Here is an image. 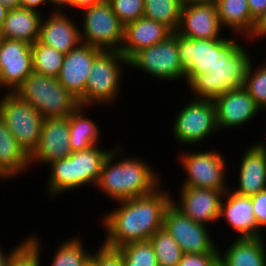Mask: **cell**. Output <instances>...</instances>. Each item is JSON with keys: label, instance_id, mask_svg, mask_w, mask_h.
Wrapping results in <instances>:
<instances>
[{"label": "cell", "instance_id": "52", "mask_svg": "<svg viewBox=\"0 0 266 266\" xmlns=\"http://www.w3.org/2000/svg\"><path fill=\"white\" fill-rule=\"evenodd\" d=\"M3 39H4L3 33L1 31V29H0V46H1V43H2Z\"/></svg>", "mask_w": 266, "mask_h": 266}, {"label": "cell", "instance_id": "39", "mask_svg": "<svg viewBox=\"0 0 266 266\" xmlns=\"http://www.w3.org/2000/svg\"><path fill=\"white\" fill-rule=\"evenodd\" d=\"M252 203L256 223L263 231L266 227V188L252 196Z\"/></svg>", "mask_w": 266, "mask_h": 266}, {"label": "cell", "instance_id": "17", "mask_svg": "<svg viewBox=\"0 0 266 266\" xmlns=\"http://www.w3.org/2000/svg\"><path fill=\"white\" fill-rule=\"evenodd\" d=\"M218 130L236 128L249 123L262 110L247 90L241 86L224 92L213 100Z\"/></svg>", "mask_w": 266, "mask_h": 266}, {"label": "cell", "instance_id": "30", "mask_svg": "<svg viewBox=\"0 0 266 266\" xmlns=\"http://www.w3.org/2000/svg\"><path fill=\"white\" fill-rule=\"evenodd\" d=\"M33 54V71L51 77H58L65 54L39 40L31 46Z\"/></svg>", "mask_w": 266, "mask_h": 266}, {"label": "cell", "instance_id": "24", "mask_svg": "<svg viewBox=\"0 0 266 266\" xmlns=\"http://www.w3.org/2000/svg\"><path fill=\"white\" fill-rule=\"evenodd\" d=\"M42 16L39 11L24 7L8 10L1 29L3 37L29 44L35 43L39 39Z\"/></svg>", "mask_w": 266, "mask_h": 266}, {"label": "cell", "instance_id": "29", "mask_svg": "<svg viewBox=\"0 0 266 266\" xmlns=\"http://www.w3.org/2000/svg\"><path fill=\"white\" fill-rule=\"evenodd\" d=\"M181 0H144V16L165 24L173 32L180 24Z\"/></svg>", "mask_w": 266, "mask_h": 266}, {"label": "cell", "instance_id": "20", "mask_svg": "<svg viewBox=\"0 0 266 266\" xmlns=\"http://www.w3.org/2000/svg\"><path fill=\"white\" fill-rule=\"evenodd\" d=\"M222 28L216 4L182 5L176 32L189 39H221Z\"/></svg>", "mask_w": 266, "mask_h": 266}, {"label": "cell", "instance_id": "10", "mask_svg": "<svg viewBox=\"0 0 266 266\" xmlns=\"http://www.w3.org/2000/svg\"><path fill=\"white\" fill-rule=\"evenodd\" d=\"M128 66L133 67V70L141 69L163 82L185 79V69L178 52L177 32L158 44L134 53L128 59Z\"/></svg>", "mask_w": 266, "mask_h": 266}, {"label": "cell", "instance_id": "49", "mask_svg": "<svg viewBox=\"0 0 266 266\" xmlns=\"http://www.w3.org/2000/svg\"><path fill=\"white\" fill-rule=\"evenodd\" d=\"M68 0H52V2L59 8H61Z\"/></svg>", "mask_w": 266, "mask_h": 266}, {"label": "cell", "instance_id": "4", "mask_svg": "<svg viewBox=\"0 0 266 266\" xmlns=\"http://www.w3.org/2000/svg\"><path fill=\"white\" fill-rule=\"evenodd\" d=\"M99 146L73 152L67 158L49 163L51 171L45 191L50 199L58 198L62 192L73 191L89 184L96 186L104 161L112 151Z\"/></svg>", "mask_w": 266, "mask_h": 266}, {"label": "cell", "instance_id": "37", "mask_svg": "<svg viewBox=\"0 0 266 266\" xmlns=\"http://www.w3.org/2000/svg\"><path fill=\"white\" fill-rule=\"evenodd\" d=\"M97 266H125L119 248L111 247L103 242L99 250L90 257Z\"/></svg>", "mask_w": 266, "mask_h": 266}, {"label": "cell", "instance_id": "18", "mask_svg": "<svg viewBox=\"0 0 266 266\" xmlns=\"http://www.w3.org/2000/svg\"><path fill=\"white\" fill-rule=\"evenodd\" d=\"M69 137L70 128L67 117L44 119L38 146L30 155V165L37 162L48 165L55 160L70 156L73 151Z\"/></svg>", "mask_w": 266, "mask_h": 266}, {"label": "cell", "instance_id": "19", "mask_svg": "<svg viewBox=\"0 0 266 266\" xmlns=\"http://www.w3.org/2000/svg\"><path fill=\"white\" fill-rule=\"evenodd\" d=\"M221 218L238 234L234 238H263L265 234L256 223L252 197L232 191L231 185L221 202L219 220Z\"/></svg>", "mask_w": 266, "mask_h": 266}, {"label": "cell", "instance_id": "8", "mask_svg": "<svg viewBox=\"0 0 266 266\" xmlns=\"http://www.w3.org/2000/svg\"><path fill=\"white\" fill-rule=\"evenodd\" d=\"M1 97L0 117L19 145L30 156L38 146L44 118L15 93L4 92Z\"/></svg>", "mask_w": 266, "mask_h": 266}, {"label": "cell", "instance_id": "41", "mask_svg": "<svg viewBox=\"0 0 266 266\" xmlns=\"http://www.w3.org/2000/svg\"><path fill=\"white\" fill-rule=\"evenodd\" d=\"M252 18L256 21L266 11V0H247Z\"/></svg>", "mask_w": 266, "mask_h": 266}, {"label": "cell", "instance_id": "27", "mask_svg": "<svg viewBox=\"0 0 266 266\" xmlns=\"http://www.w3.org/2000/svg\"><path fill=\"white\" fill-rule=\"evenodd\" d=\"M217 13L221 26L232 30L237 36L248 38L256 21L252 18L247 0H218ZM243 35V36H242Z\"/></svg>", "mask_w": 266, "mask_h": 266}, {"label": "cell", "instance_id": "31", "mask_svg": "<svg viewBox=\"0 0 266 266\" xmlns=\"http://www.w3.org/2000/svg\"><path fill=\"white\" fill-rule=\"evenodd\" d=\"M148 240L159 266H178L184 253L164 227L157 230Z\"/></svg>", "mask_w": 266, "mask_h": 266}, {"label": "cell", "instance_id": "42", "mask_svg": "<svg viewBox=\"0 0 266 266\" xmlns=\"http://www.w3.org/2000/svg\"><path fill=\"white\" fill-rule=\"evenodd\" d=\"M101 0H68L60 9L62 8H72L75 9L76 11L79 9L80 11L89 8L91 6L96 5L99 3ZM78 8V9H76Z\"/></svg>", "mask_w": 266, "mask_h": 266}, {"label": "cell", "instance_id": "5", "mask_svg": "<svg viewBox=\"0 0 266 266\" xmlns=\"http://www.w3.org/2000/svg\"><path fill=\"white\" fill-rule=\"evenodd\" d=\"M14 93L33 106L44 119L68 117L81 106L79 99L68 92L56 77L34 71Z\"/></svg>", "mask_w": 266, "mask_h": 266}, {"label": "cell", "instance_id": "22", "mask_svg": "<svg viewBox=\"0 0 266 266\" xmlns=\"http://www.w3.org/2000/svg\"><path fill=\"white\" fill-rule=\"evenodd\" d=\"M173 31L165 24L146 18H138L125 26L124 41L120 52L129 59L139 50L166 40Z\"/></svg>", "mask_w": 266, "mask_h": 266}, {"label": "cell", "instance_id": "16", "mask_svg": "<svg viewBox=\"0 0 266 266\" xmlns=\"http://www.w3.org/2000/svg\"><path fill=\"white\" fill-rule=\"evenodd\" d=\"M178 202L172 204L193 221L208 226L219 221L221 202L226 191L181 186Z\"/></svg>", "mask_w": 266, "mask_h": 266}, {"label": "cell", "instance_id": "2", "mask_svg": "<svg viewBox=\"0 0 266 266\" xmlns=\"http://www.w3.org/2000/svg\"><path fill=\"white\" fill-rule=\"evenodd\" d=\"M122 150L119 145L112 148L95 186L115 202L150 194L162 182L159 172L147 164V161L140 159L141 157L128 156L120 159Z\"/></svg>", "mask_w": 266, "mask_h": 266}, {"label": "cell", "instance_id": "43", "mask_svg": "<svg viewBox=\"0 0 266 266\" xmlns=\"http://www.w3.org/2000/svg\"><path fill=\"white\" fill-rule=\"evenodd\" d=\"M21 7L28 8L31 10L39 11L38 9L41 8L44 4L50 3L52 6H54L56 9H59L52 0H20ZM40 7V8H39Z\"/></svg>", "mask_w": 266, "mask_h": 266}, {"label": "cell", "instance_id": "47", "mask_svg": "<svg viewBox=\"0 0 266 266\" xmlns=\"http://www.w3.org/2000/svg\"><path fill=\"white\" fill-rule=\"evenodd\" d=\"M7 12H8V9L0 1V29H2Z\"/></svg>", "mask_w": 266, "mask_h": 266}, {"label": "cell", "instance_id": "33", "mask_svg": "<svg viewBox=\"0 0 266 266\" xmlns=\"http://www.w3.org/2000/svg\"><path fill=\"white\" fill-rule=\"evenodd\" d=\"M119 249L125 266H159L149 240L128 243Z\"/></svg>", "mask_w": 266, "mask_h": 266}, {"label": "cell", "instance_id": "14", "mask_svg": "<svg viewBox=\"0 0 266 266\" xmlns=\"http://www.w3.org/2000/svg\"><path fill=\"white\" fill-rule=\"evenodd\" d=\"M32 44L3 39L0 46V87L14 91L33 72Z\"/></svg>", "mask_w": 266, "mask_h": 266}, {"label": "cell", "instance_id": "46", "mask_svg": "<svg viewBox=\"0 0 266 266\" xmlns=\"http://www.w3.org/2000/svg\"><path fill=\"white\" fill-rule=\"evenodd\" d=\"M1 3L8 9H17L21 7L20 0H0Z\"/></svg>", "mask_w": 266, "mask_h": 266}, {"label": "cell", "instance_id": "44", "mask_svg": "<svg viewBox=\"0 0 266 266\" xmlns=\"http://www.w3.org/2000/svg\"><path fill=\"white\" fill-rule=\"evenodd\" d=\"M27 237L28 236H26V238L22 240L21 243L19 242L15 247H12L13 249H11L10 251H7V253L1 248V245H0V266L8 265L10 257L27 240Z\"/></svg>", "mask_w": 266, "mask_h": 266}, {"label": "cell", "instance_id": "9", "mask_svg": "<svg viewBox=\"0 0 266 266\" xmlns=\"http://www.w3.org/2000/svg\"><path fill=\"white\" fill-rule=\"evenodd\" d=\"M199 151H185L179 156L178 161L186 173L182 186L227 191L230 186L226 181V158L214 149Z\"/></svg>", "mask_w": 266, "mask_h": 266}, {"label": "cell", "instance_id": "7", "mask_svg": "<svg viewBox=\"0 0 266 266\" xmlns=\"http://www.w3.org/2000/svg\"><path fill=\"white\" fill-rule=\"evenodd\" d=\"M83 24L79 27L81 43L105 51H120L124 41L125 26L115 15L108 0L81 11Z\"/></svg>", "mask_w": 266, "mask_h": 266}, {"label": "cell", "instance_id": "35", "mask_svg": "<svg viewBox=\"0 0 266 266\" xmlns=\"http://www.w3.org/2000/svg\"><path fill=\"white\" fill-rule=\"evenodd\" d=\"M27 240L10 257L7 266H41V240L30 234Z\"/></svg>", "mask_w": 266, "mask_h": 266}, {"label": "cell", "instance_id": "15", "mask_svg": "<svg viewBox=\"0 0 266 266\" xmlns=\"http://www.w3.org/2000/svg\"><path fill=\"white\" fill-rule=\"evenodd\" d=\"M102 51L100 48L81 43L64 56L57 80L79 99L80 104L85 100V87L94 59Z\"/></svg>", "mask_w": 266, "mask_h": 266}, {"label": "cell", "instance_id": "1", "mask_svg": "<svg viewBox=\"0 0 266 266\" xmlns=\"http://www.w3.org/2000/svg\"><path fill=\"white\" fill-rule=\"evenodd\" d=\"M159 186L147 195L117 202V208L107 211L101 225L107 231L104 243L120 248L128 243L146 241L163 228L164 213L172 196Z\"/></svg>", "mask_w": 266, "mask_h": 266}, {"label": "cell", "instance_id": "26", "mask_svg": "<svg viewBox=\"0 0 266 266\" xmlns=\"http://www.w3.org/2000/svg\"><path fill=\"white\" fill-rule=\"evenodd\" d=\"M265 238H236L219 253L225 266H266Z\"/></svg>", "mask_w": 266, "mask_h": 266}, {"label": "cell", "instance_id": "45", "mask_svg": "<svg viewBox=\"0 0 266 266\" xmlns=\"http://www.w3.org/2000/svg\"><path fill=\"white\" fill-rule=\"evenodd\" d=\"M218 0H181L182 5L216 4Z\"/></svg>", "mask_w": 266, "mask_h": 266}, {"label": "cell", "instance_id": "3", "mask_svg": "<svg viewBox=\"0 0 266 266\" xmlns=\"http://www.w3.org/2000/svg\"><path fill=\"white\" fill-rule=\"evenodd\" d=\"M244 47L238 40L231 39L220 50L213 69L196 74L187 82L195 95L194 99L213 101L224 92L244 85L246 70L251 61L250 54Z\"/></svg>", "mask_w": 266, "mask_h": 266}, {"label": "cell", "instance_id": "25", "mask_svg": "<svg viewBox=\"0 0 266 266\" xmlns=\"http://www.w3.org/2000/svg\"><path fill=\"white\" fill-rule=\"evenodd\" d=\"M30 156L19 145L0 117V179H12L27 173Z\"/></svg>", "mask_w": 266, "mask_h": 266}, {"label": "cell", "instance_id": "11", "mask_svg": "<svg viewBox=\"0 0 266 266\" xmlns=\"http://www.w3.org/2000/svg\"><path fill=\"white\" fill-rule=\"evenodd\" d=\"M189 102V103H188ZM175 117L173 136L176 142L185 145L200 144L218 132L216 110L212 100H188Z\"/></svg>", "mask_w": 266, "mask_h": 266}, {"label": "cell", "instance_id": "6", "mask_svg": "<svg viewBox=\"0 0 266 266\" xmlns=\"http://www.w3.org/2000/svg\"><path fill=\"white\" fill-rule=\"evenodd\" d=\"M124 64L128 65V59L120 51H102L94 59L85 87V100L80 105L89 108L103 104L108 107L115 103L122 88Z\"/></svg>", "mask_w": 266, "mask_h": 266}, {"label": "cell", "instance_id": "38", "mask_svg": "<svg viewBox=\"0 0 266 266\" xmlns=\"http://www.w3.org/2000/svg\"><path fill=\"white\" fill-rule=\"evenodd\" d=\"M220 252H206L200 254L185 253L178 266H214L219 260Z\"/></svg>", "mask_w": 266, "mask_h": 266}, {"label": "cell", "instance_id": "32", "mask_svg": "<svg viewBox=\"0 0 266 266\" xmlns=\"http://www.w3.org/2000/svg\"><path fill=\"white\" fill-rule=\"evenodd\" d=\"M79 238L74 236L62 241L57 247L49 266H84L91 257V253L84 249V243Z\"/></svg>", "mask_w": 266, "mask_h": 266}, {"label": "cell", "instance_id": "28", "mask_svg": "<svg viewBox=\"0 0 266 266\" xmlns=\"http://www.w3.org/2000/svg\"><path fill=\"white\" fill-rule=\"evenodd\" d=\"M85 109L87 107L80 106L67 117L70 128L69 142L73 152L100 145V128L95 121L85 115Z\"/></svg>", "mask_w": 266, "mask_h": 266}, {"label": "cell", "instance_id": "50", "mask_svg": "<svg viewBox=\"0 0 266 266\" xmlns=\"http://www.w3.org/2000/svg\"><path fill=\"white\" fill-rule=\"evenodd\" d=\"M84 266H97V265L91 258H89L88 261L84 264Z\"/></svg>", "mask_w": 266, "mask_h": 266}, {"label": "cell", "instance_id": "40", "mask_svg": "<svg viewBox=\"0 0 266 266\" xmlns=\"http://www.w3.org/2000/svg\"><path fill=\"white\" fill-rule=\"evenodd\" d=\"M261 37L266 38V11L256 20L254 30L247 39L252 41Z\"/></svg>", "mask_w": 266, "mask_h": 266}, {"label": "cell", "instance_id": "12", "mask_svg": "<svg viewBox=\"0 0 266 266\" xmlns=\"http://www.w3.org/2000/svg\"><path fill=\"white\" fill-rule=\"evenodd\" d=\"M163 227L168 231L183 253L220 252L206 225L197 223L184 215L172 203L164 213Z\"/></svg>", "mask_w": 266, "mask_h": 266}, {"label": "cell", "instance_id": "21", "mask_svg": "<svg viewBox=\"0 0 266 266\" xmlns=\"http://www.w3.org/2000/svg\"><path fill=\"white\" fill-rule=\"evenodd\" d=\"M53 10L47 19L42 18L38 40L67 54L81 44L80 28L76 21L66 16V12L63 13L61 9Z\"/></svg>", "mask_w": 266, "mask_h": 266}, {"label": "cell", "instance_id": "13", "mask_svg": "<svg viewBox=\"0 0 266 266\" xmlns=\"http://www.w3.org/2000/svg\"><path fill=\"white\" fill-rule=\"evenodd\" d=\"M231 37L221 39H189L177 33V45L182 67L185 69V80L194 75L213 69L220 50L231 40Z\"/></svg>", "mask_w": 266, "mask_h": 266}, {"label": "cell", "instance_id": "48", "mask_svg": "<svg viewBox=\"0 0 266 266\" xmlns=\"http://www.w3.org/2000/svg\"><path fill=\"white\" fill-rule=\"evenodd\" d=\"M260 141H258V142H255V145L260 149V150H262V151H264L265 153H266V143H264V142H260Z\"/></svg>", "mask_w": 266, "mask_h": 266}, {"label": "cell", "instance_id": "36", "mask_svg": "<svg viewBox=\"0 0 266 266\" xmlns=\"http://www.w3.org/2000/svg\"><path fill=\"white\" fill-rule=\"evenodd\" d=\"M115 15L126 26L144 16V0H108Z\"/></svg>", "mask_w": 266, "mask_h": 266}, {"label": "cell", "instance_id": "23", "mask_svg": "<svg viewBox=\"0 0 266 266\" xmlns=\"http://www.w3.org/2000/svg\"><path fill=\"white\" fill-rule=\"evenodd\" d=\"M243 152L239 164L238 187L232 190L252 197L266 188V153L255 144Z\"/></svg>", "mask_w": 266, "mask_h": 266}, {"label": "cell", "instance_id": "34", "mask_svg": "<svg viewBox=\"0 0 266 266\" xmlns=\"http://www.w3.org/2000/svg\"><path fill=\"white\" fill-rule=\"evenodd\" d=\"M251 59L245 75L243 87L250 96L255 100L257 106L266 111V61L262 66L257 68Z\"/></svg>", "mask_w": 266, "mask_h": 266}, {"label": "cell", "instance_id": "51", "mask_svg": "<svg viewBox=\"0 0 266 266\" xmlns=\"http://www.w3.org/2000/svg\"><path fill=\"white\" fill-rule=\"evenodd\" d=\"M214 266H225L221 260H218Z\"/></svg>", "mask_w": 266, "mask_h": 266}]
</instances>
